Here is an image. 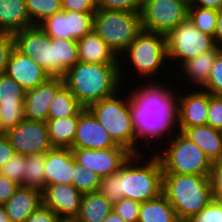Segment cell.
I'll use <instances>...</instances> for the list:
<instances>
[{
	"label": "cell",
	"instance_id": "54",
	"mask_svg": "<svg viewBox=\"0 0 222 222\" xmlns=\"http://www.w3.org/2000/svg\"><path fill=\"white\" fill-rule=\"evenodd\" d=\"M0 222H9L3 206H0Z\"/></svg>",
	"mask_w": 222,
	"mask_h": 222
},
{
	"label": "cell",
	"instance_id": "29",
	"mask_svg": "<svg viewBox=\"0 0 222 222\" xmlns=\"http://www.w3.org/2000/svg\"><path fill=\"white\" fill-rule=\"evenodd\" d=\"M84 107L70 90L63 85L51 101L48 119H60L77 115Z\"/></svg>",
	"mask_w": 222,
	"mask_h": 222
},
{
	"label": "cell",
	"instance_id": "48",
	"mask_svg": "<svg viewBox=\"0 0 222 222\" xmlns=\"http://www.w3.org/2000/svg\"><path fill=\"white\" fill-rule=\"evenodd\" d=\"M62 218L56 215L50 208L41 205L26 219V222H62Z\"/></svg>",
	"mask_w": 222,
	"mask_h": 222
},
{
	"label": "cell",
	"instance_id": "9",
	"mask_svg": "<svg viewBox=\"0 0 222 222\" xmlns=\"http://www.w3.org/2000/svg\"><path fill=\"white\" fill-rule=\"evenodd\" d=\"M217 46L213 36L199 31L187 18L166 35L167 63L180 61V66L201 53ZM176 59V61H175ZM174 60V61H173Z\"/></svg>",
	"mask_w": 222,
	"mask_h": 222
},
{
	"label": "cell",
	"instance_id": "39",
	"mask_svg": "<svg viewBox=\"0 0 222 222\" xmlns=\"http://www.w3.org/2000/svg\"><path fill=\"white\" fill-rule=\"evenodd\" d=\"M25 168V155L16 153L0 168V174L23 186V173Z\"/></svg>",
	"mask_w": 222,
	"mask_h": 222
},
{
	"label": "cell",
	"instance_id": "44",
	"mask_svg": "<svg viewBox=\"0 0 222 222\" xmlns=\"http://www.w3.org/2000/svg\"><path fill=\"white\" fill-rule=\"evenodd\" d=\"M207 125L215 129H222V95L209 93Z\"/></svg>",
	"mask_w": 222,
	"mask_h": 222
},
{
	"label": "cell",
	"instance_id": "36",
	"mask_svg": "<svg viewBox=\"0 0 222 222\" xmlns=\"http://www.w3.org/2000/svg\"><path fill=\"white\" fill-rule=\"evenodd\" d=\"M24 119V105H0V133H6Z\"/></svg>",
	"mask_w": 222,
	"mask_h": 222
},
{
	"label": "cell",
	"instance_id": "15",
	"mask_svg": "<svg viewBox=\"0 0 222 222\" xmlns=\"http://www.w3.org/2000/svg\"><path fill=\"white\" fill-rule=\"evenodd\" d=\"M117 144L88 108L80 111L72 148L109 149Z\"/></svg>",
	"mask_w": 222,
	"mask_h": 222
},
{
	"label": "cell",
	"instance_id": "41",
	"mask_svg": "<svg viewBox=\"0 0 222 222\" xmlns=\"http://www.w3.org/2000/svg\"><path fill=\"white\" fill-rule=\"evenodd\" d=\"M203 90L208 91L212 95H222V50L215 58L208 82L203 87Z\"/></svg>",
	"mask_w": 222,
	"mask_h": 222
},
{
	"label": "cell",
	"instance_id": "1",
	"mask_svg": "<svg viewBox=\"0 0 222 222\" xmlns=\"http://www.w3.org/2000/svg\"><path fill=\"white\" fill-rule=\"evenodd\" d=\"M132 88L131 106L134 114L135 135L150 147L151 141L169 138L177 130L176 93L161 81L151 80ZM175 130V131H174ZM160 138V139H159ZM142 139V140H141ZM139 141H141L139 143ZM150 143V144H149Z\"/></svg>",
	"mask_w": 222,
	"mask_h": 222
},
{
	"label": "cell",
	"instance_id": "51",
	"mask_svg": "<svg viewBox=\"0 0 222 222\" xmlns=\"http://www.w3.org/2000/svg\"><path fill=\"white\" fill-rule=\"evenodd\" d=\"M189 7H202L219 11L222 9V0H192Z\"/></svg>",
	"mask_w": 222,
	"mask_h": 222
},
{
	"label": "cell",
	"instance_id": "45",
	"mask_svg": "<svg viewBox=\"0 0 222 222\" xmlns=\"http://www.w3.org/2000/svg\"><path fill=\"white\" fill-rule=\"evenodd\" d=\"M15 49L13 34L0 33V76L5 74L8 60Z\"/></svg>",
	"mask_w": 222,
	"mask_h": 222
},
{
	"label": "cell",
	"instance_id": "49",
	"mask_svg": "<svg viewBox=\"0 0 222 222\" xmlns=\"http://www.w3.org/2000/svg\"><path fill=\"white\" fill-rule=\"evenodd\" d=\"M20 185L0 174V206H3Z\"/></svg>",
	"mask_w": 222,
	"mask_h": 222
},
{
	"label": "cell",
	"instance_id": "33",
	"mask_svg": "<svg viewBox=\"0 0 222 222\" xmlns=\"http://www.w3.org/2000/svg\"><path fill=\"white\" fill-rule=\"evenodd\" d=\"M188 18L199 31L215 37L218 11L202 7H188Z\"/></svg>",
	"mask_w": 222,
	"mask_h": 222
},
{
	"label": "cell",
	"instance_id": "19",
	"mask_svg": "<svg viewBox=\"0 0 222 222\" xmlns=\"http://www.w3.org/2000/svg\"><path fill=\"white\" fill-rule=\"evenodd\" d=\"M77 62H79L77 40L50 37L47 73L51 77H63Z\"/></svg>",
	"mask_w": 222,
	"mask_h": 222
},
{
	"label": "cell",
	"instance_id": "25",
	"mask_svg": "<svg viewBox=\"0 0 222 222\" xmlns=\"http://www.w3.org/2000/svg\"><path fill=\"white\" fill-rule=\"evenodd\" d=\"M31 26L25 0H0V33L14 34Z\"/></svg>",
	"mask_w": 222,
	"mask_h": 222
},
{
	"label": "cell",
	"instance_id": "31",
	"mask_svg": "<svg viewBox=\"0 0 222 222\" xmlns=\"http://www.w3.org/2000/svg\"><path fill=\"white\" fill-rule=\"evenodd\" d=\"M95 12H75L66 10L68 39L79 40L93 30Z\"/></svg>",
	"mask_w": 222,
	"mask_h": 222
},
{
	"label": "cell",
	"instance_id": "12",
	"mask_svg": "<svg viewBox=\"0 0 222 222\" xmlns=\"http://www.w3.org/2000/svg\"><path fill=\"white\" fill-rule=\"evenodd\" d=\"M16 153L31 155L53 149L46 122L24 119L6 133Z\"/></svg>",
	"mask_w": 222,
	"mask_h": 222
},
{
	"label": "cell",
	"instance_id": "21",
	"mask_svg": "<svg viewBox=\"0 0 222 222\" xmlns=\"http://www.w3.org/2000/svg\"><path fill=\"white\" fill-rule=\"evenodd\" d=\"M42 205V191L19 186L3 205L9 222H26V219Z\"/></svg>",
	"mask_w": 222,
	"mask_h": 222
},
{
	"label": "cell",
	"instance_id": "11",
	"mask_svg": "<svg viewBox=\"0 0 222 222\" xmlns=\"http://www.w3.org/2000/svg\"><path fill=\"white\" fill-rule=\"evenodd\" d=\"M71 150L78 164L91 169L100 178L117 173L133 154L121 145L109 149L72 148Z\"/></svg>",
	"mask_w": 222,
	"mask_h": 222
},
{
	"label": "cell",
	"instance_id": "43",
	"mask_svg": "<svg viewBox=\"0 0 222 222\" xmlns=\"http://www.w3.org/2000/svg\"><path fill=\"white\" fill-rule=\"evenodd\" d=\"M186 222H222V203L211 201Z\"/></svg>",
	"mask_w": 222,
	"mask_h": 222
},
{
	"label": "cell",
	"instance_id": "20",
	"mask_svg": "<svg viewBox=\"0 0 222 222\" xmlns=\"http://www.w3.org/2000/svg\"><path fill=\"white\" fill-rule=\"evenodd\" d=\"M45 183L72 185L74 156L71 148H53L45 154Z\"/></svg>",
	"mask_w": 222,
	"mask_h": 222
},
{
	"label": "cell",
	"instance_id": "47",
	"mask_svg": "<svg viewBox=\"0 0 222 222\" xmlns=\"http://www.w3.org/2000/svg\"><path fill=\"white\" fill-rule=\"evenodd\" d=\"M62 9L75 12H96L95 0H61Z\"/></svg>",
	"mask_w": 222,
	"mask_h": 222
},
{
	"label": "cell",
	"instance_id": "26",
	"mask_svg": "<svg viewBox=\"0 0 222 222\" xmlns=\"http://www.w3.org/2000/svg\"><path fill=\"white\" fill-rule=\"evenodd\" d=\"M113 211V204L99 191L85 193L81 199L79 214L76 222H102Z\"/></svg>",
	"mask_w": 222,
	"mask_h": 222
},
{
	"label": "cell",
	"instance_id": "5",
	"mask_svg": "<svg viewBox=\"0 0 222 222\" xmlns=\"http://www.w3.org/2000/svg\"><path fill=\"white\" fill-rule=\"evenodd\" d=\"M119 93L91 104L88 109L117 145L126 147L133 154H142L144 151L142 147L139 149L135 135L131 97L125 95L126 99H123Z\"/></svg>",
	"mask_w": 222,
	"mask_h": 222
},
{
	"label": "cell",
	"instance_id": "28",
	"mask_svg": "<svg viewBox=\"0 0 222 222\" xmlns=\"http://www.w3.org/2000/svg\"><path fill=\"white\" fill-rule=\"evenodd\" d=\"M138 222H180L165 195L141 203Z\"/></svg>",
	"mask_w": 222,
	"mask_h": 222
},
{
	"label": "cell",
	"instance_id": "32",
	"mask_svg": "<svg viewBox=\"0 0 222 222\" xmlns=\"http://www.w3.org/2000/svg\"><path fill=\"white\" fill-rule=\"evenodd\" d=\"M25 4L33 25H39L46 18L63 11L61 0H25Z\"/></svg>",
	"mask_w": 222,
	"mask_h": 222
},
{
	"label": "cell",
	"instance_id": "3",
	"mask_svg": "<svg viewBox=\"0 0 222 222\" xmlns=\"http://www.w3.org/2000/svg\"><path fill=\"white\" fill-rule=\"evenodd\" d=\"M162 193L180 222H186L213 200L209 176L163 173Z\"/></svg>",
	"mask_w": 222,
	"mask_h": 222
},
{
	"label": "cell",
	"instance_id": "8",
	"mask_svg": "<svg viewBox=\"0 0 222 222\" xmlns=\"http://www.w3.org/2000/svg\"><path fill=\"white\" fill-rule=\"evenodd\" d=\"M120 56L128 58L131 68L138 72L139 77L151 82L147 78H156L168 61L166 35L143 30Z\"/></svg>",
	"mask_w": 222,
	"mask_h": 222
},
{
	"label": "cell",
	"instance_id": "10",
	"mask_svg": "<svg viewBox=\"0 0 222 222\" xmlns=\"http://www.w3.org/2000/svg\"><path fill=\"white\" fill-rule=\"evenodd\" d=\"M184 0H145L140 13L142 29L167 35L188 18Z\"/></svg>",
	"mask_w": 222,
	"mask_h": 222
},
{
	"label": "cell",
	"instance_id": "34",
	"mask_svg": "<svg viewBox=\"0 0 222 222\" xmlns=\"http://www.w3.org/2000/svg\"><path fill=\"white\" fill-rule=\"evenodd\" d=\"M26 90L6 74L0 76V105H24Z\"/></svg>",
	"mask_w": 222,
	"mask_h": 222
},
{
	"label": "cell",
	"instance_id": "55",
	"mask_svg": "<svg viewBox=\"0 0 222 222\" xmlns=\"http://www.w3.org/2000/svg\"><path fill=\"white\" fill-rule=\"evenodd\" d=\"M62 222H76L75 220H71V219H66V220H62Z\"/></svg>",
	"mask_w": 222,
	"mask_h": 222
},
{
	"label": "cell",
	"instance_id": "35",
	"mask_svg": "<svg viewBox=\"0 0 222 222\" xmlns=\"http://www.w3.org/2000/svg\"><path fill=\"white\" fill-rule=\"evenodd\" d=\"M101 178L91 169L84 168L75 161L74 158V176L72 184L82 194L97 192L100 187Z\"/></svg>",
	"mask_w": 222,
	"mask_h": 222
},
{
	"label": "cell",
	"instance_id": "42",
	"mask_svg": "<svg viewBox=\"0 0 222 222\" xmlns=\"http://www.w3.org/2000/svg\"><path fill=\"white\" fill-rule=\"evenodd\" d=\"M141 203L122 198L113 204V211L116 212L125 222H138Z\"/></svg>",
	"mask_w": 222,
	"mask_h": 222
},
{
	"label": "cell",
	"instance_id": "2",
	"mask_svg": "<svg viewBox=\"0 0 222 222\" xmlns=\"http://www.w3.org/2000/svg\"><path fill=\"white\" fill-rule=\"evenodd\" d=\"M121 58L120 64L79 61L66 71L64 85L84 108H88L95 102L115 95L123 87L121 83H124L122 79L125 75L122 74L124 70L121 64L124 63Z\"/></svg>",
	"mask_w": 222,
	"mask_h": 222
},
{
	"label": "cell",
	"instance_id": "50",
	"mask_svg": "<svg viewBox=\"0 0 222 222\" xmlns=\"http://www.w3.org/2000/svg\"><path fill=\"white\" fill-rule=\"evenodd\" d=\"M16 154L5 133H0V168Z\"/></svg>",
	"mask_w": 222,
	"mask_h": 222
},
{
	"label": "cell",
	"instance_id": "27",
	"mask_svg": "<svg viewBox=\"0 0 222 222\" xmlns=\"http://www.w3.org/2000/svg\"><path fill=\"white\" fill-rule=\"evenodd\" d=\"M80 112L75 116L46 121L53 148H71L76 135Z\"/></svg>",
	"mask_w": 222,
	"mask_h": 222
},
{
	"label": "cell",
	"instance_id": "24",
	"mask_svg": "<svg viewBox=\"0 0 222 222\" xmlns=\"http://www.w3.org/2000/svg\"><path fill=\"white\" fill-rule=\"evenodd\" d=\"M221 50L222 47L217 45L214 49L205 51L180 66L181 72L185 74L183 77L188 79L186 81L187 85H189V81L190 84L193 83L192 86H197L193 88L200 89L201 87L202 89L206 85L215 58Z\"/></svg>",
	"mask_w": 222,
	"mask_h": 222
},
{
	"label": "cell",
	"instance_id": "37",
	"mask_svg": "<svg viewBox=\"0 0 222 222\" xmlns=\"http://www.w3.org/2000/svg\"><path fill=\"white\" fill-rule=\"evenodd\" d=\"M98 191L112 204L122 199L121 169L117 173L102 177Z\"/></svg>",
	"mask_w": 222,
	"mask_h": 222
},
{
	"label": "cell",
	"instance_id": "53",
	"mask_svg": "<svg viewBox=\"0 0 222 222\" xmlns=\"http://www.w3.org/2000/svg\"><path fill=\"white\" fill-rule=\"evenodd\" d=\"M102 222H125L115 211L109 213Z\"/></svg>",
	"mask_w": 222,
	"mask_h": 222
},
{
	"label": "cell",
	"instance_id": "13",
	"mask_svg": "<svg viewBox=\"0 0 222 222\" xmlns=\"http://www.w3.org/2000/svg\"><path fill=\"white\" fill-rule=\"evenodd\" d=\"M197 90V91H196ZM209 106V92L203 89H191L190 93L176 94L177 131L187 127L206 125Z\"/></svg>",
	"mask_w": 222,
	"mask_h": 222
},
{
	"label": "cell",
	"instance_id": "7",
	"mask_svg": "<svg viewBox=\"0 0 222 222\" xmlns=\"http://www.w3.org/2000/svg\"><path fill=\"white\" fill-rule=\"evenodd\" d=\"M93 30L119 58L143 31L139 13L103 9L94 13Z\"/></svg>",
	"mask_w": 222,
	"mask_h": 222
},
{
	"label": "cell",
	"instance_id": "18",
	"mask_svg": "<svg viewBox=\"0 0 222 222\" xmlns=\"http://www.w3.org/2000/svg\"><path fill=\"white\" fill-rule=\"evenodd\" d=\"M15 48L25 56L31 57L47 72V53L50 37L39 25H34L13 34Z\"/></svg>",
	"mask_w": 222,
	"mask_h": 222
},
{
	"label": "cell",
	"instance_id": "14",
	"mask_svg": "<svg viewBox=\"0 0 222 222\" xmlns=\"http://www.w3.org/2000/svg\"><path fill=\"white\" fill-rule=\"evenodd\" d=\"M82 196L73 184L47 185L42 190V205L50 208L63 220H74L79 214Z\"/></svg>",
	"mask_w": 222,
	"mask_h": 222
},
{
	"label": "cell",
	"instance_id": "6",
	"mask_svg": "<svg viewBox=\"0 0 222 222\" xmlns=\"http://www.w3.org/2000/svg\"><path fill=\"white\" fill-rule=\"evenodd\" d=\"M175 134L167 139V147L162 152L159 149L154 152L161 162L163 173L210 176L212 162L209 158L182 132L176 131Z\"/></svg>",
	"mask_w": 222,
	"mask_h": 222
},
{
	"label": "cell",
	"instance_id": "16",
	"mask_svg": "<svg viewBox=\"0 0 222 222\" xmlns=\"http://www.w3.org/2000/svg\"><path fill=\"white\" fill-rule=\"evenodd\" d=\"M63 85V77H50L44 83L26 91L25 119L46 122L51 101Z\"/></svg>",
	"mask_w": 222,
	"mask_h": 222
},
{
	"label": "cell",
	"instance_id": "56",
	"mask_svg": "<svg viewBox=\"0 0 222 222\" xmlns=\"http://www.w3.org/2000/svg\"><path fill=\"white\" fill-rule=\"evenodd\" d=\"M184 1H186L187 3H189V4H190V2H191L192 0H184Z\"/></svg>",
	"mask_w": 222,
	"mask_h": 222
},
{
	"label": "cell",
	"instance_id": "23",
	"mask_svg": "<svg viewBox=\"0 0 222 222\" xmlns=\"http://www.w3.org/2000/svg\"><path fill=\"white\" fill-rule=\"evenodd\" d=\"M182 133L194 142L212 163L222 159L221 130L206 124L187 127Z\"/></svg>",
	"mask_w": 222,
	"mask_h": 222
},
{
	"label": "cell",
	"instance_id": "38",
	"mask_svg": "<svg viewBox=\"0 0 222 222\" xmlns=\"http://www.w3.org/2000/svg\"><path fill=\"white\" fill-rule=\"evenodd\" d=\"M39 26L49 37L68 39L66 10L46 18Z\"/></svg>",
	"mask_w": 222,
	"mask_h": 222
},
{
	"label": "cell",
	"instance_id": "30",
	"mask_svg": "<svg viewBox=\"0 0 222 222\" xmlns=\"http://www.w3.org/2000/svg\"><path fill=\"white\" fill-rule=\"evenodd\" d=\"M45 154L37 153L25 155V168L23 173V186L43 190L46 187L45 183Z\"/></svg>",
	"mask_w": 222,
	"mask_h": 222
},
{
	"label": "cell",
	"instance_id": "22",
	"mask_svg": "<svg viewBox=\"0 0 222 222\" xmlns=\"http://www.w3.org/2000/svg\"><path fill=\"white\" fill-rule=\"evenodd\" d=\"M79 61L97 64H120L119 57L103 41L99 35L92 30L77 40Z\"/></svg>",
	"mask_w": 222,
	"mask_h": 222
},
{
	"label": "cell",
	"instance_id": "46",
	"mask_svg": "<svg viewBox=\"0 0 222 222\" xmlns=\"http://www.w3.org/2000/svg\"><path fill=\"white\" fill-rule=\"evenodd\" d=\"M209 177L213 201L222 203V159L212 163Z\"/></svg>",
	"mask_w": 222,
	"mask_h": 222
},
{
	"label": "cell",
	"instance_id": "52",
	"mask_svg": "<svg viewBox=\"0 0 222 222\" xmlns=\"http://www.w3.org/2000/svg\"><path fill=\"white\" fill-rule=\"evenodd\" d=\"M215 40L217 45L222 47V9L218 11Z\"/></svg>",
	"mask_w": 222,
	"mask_h": 222
},
{
	"label": "cell",
	"instance_id": "40",
	"mask_svg": "<svg viewBox=\"0 0 222 222\" xmlns=\"http://www.w3.org/2000/svg\"><path fill=\"white\" fill-rule=\"evenodd\" d=\"M145 0H95L96 9L141 13Z\"/></svg>",
	"mask_w": 222,
	"mask_h": 222
},
{
	"label": "cell",
	"instance_id": "4",
	"mask_svg": "<svg viewBox=\"0 0 222 222\" xmlns=\"http://www.w3.org/2000/svg\"><path fill=\"white\" fill-rule=\"evenodd\" d=\"M143 155L146 153L132 154L121 168L123 198L139 203L158 197L163 188V169L158 156L153 152L146 160Z\"/></svg>",
	"mask_w": 222,
	"mask_h": 222
},
{
	"label": "cell",
	"instance_id": "17",
	"mask_svg": "<svg viewBox=\"0 0 222 222\" xmlns=\"http://www.w3.org/2000/svg\"><path fill=\"white\" fill-rule=\"evenodd\" d=\"M5 74L16 80L26 91L44 83L51 76L29 56L13 50Z\"/></svg>",
	"mask_w": 222,
	"mask_h": 222
}]
</instances>
